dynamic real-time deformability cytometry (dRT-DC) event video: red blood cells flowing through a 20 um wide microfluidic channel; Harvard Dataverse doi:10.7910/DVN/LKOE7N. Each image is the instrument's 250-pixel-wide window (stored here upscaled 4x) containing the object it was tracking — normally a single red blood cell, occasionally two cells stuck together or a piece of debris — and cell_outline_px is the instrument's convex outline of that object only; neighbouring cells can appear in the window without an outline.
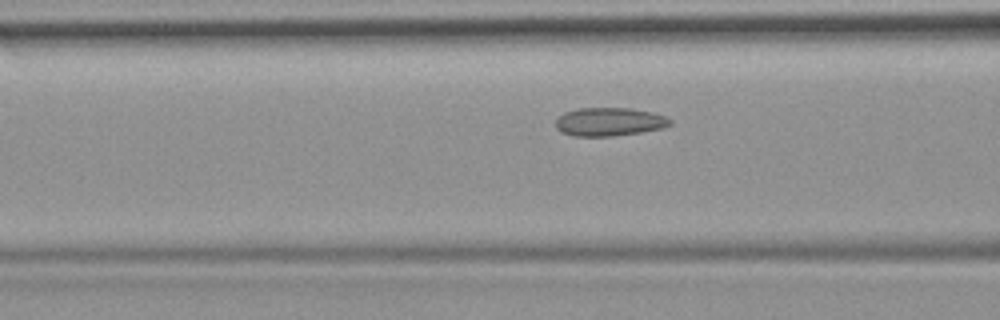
{"species": "common noctule bat (a hibernating species)", "species_latin": "Nyctalus noctula", "temperature_condition": "room temperature", "stored_images_in_passage": 15, "camera_frame_rate_fps": 3000, "um_per_image_px": 0.085, "animal": {"sex": "female", "body_mass_g": 19.9}, "frame": {"image": 1, "passage_image": 9, "time_ms": 2.667, "image_size_px": [1000, 320], "cell_outline_px": [[672, 124], [664, 128], [640, 132], [612, 136], [572, 136], [560, 132], [556, 128], [556, 120], [564, 112], [576, 108], [632, 108], [652, 112], [664, 116], [672, 120]], "centroid_in_image_um": [51.78, 10.35], "position_along_channel_um": 114.8, "area_um2": 19.07}}
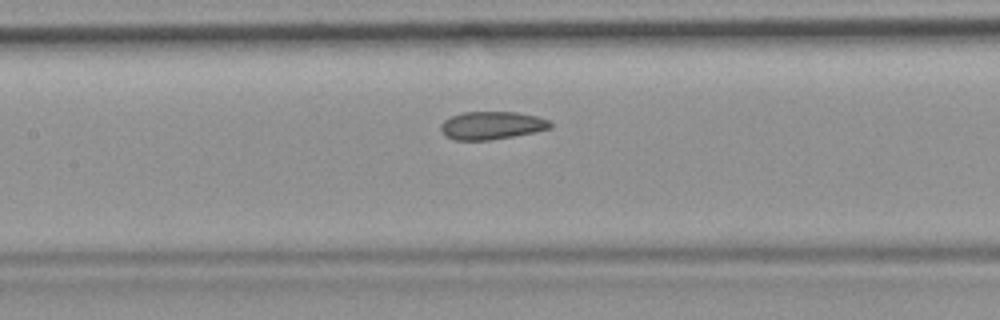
{"frame": {"image": 2, "passage_image": 13, "time_ms": 4.0, "image_size_px": [1000, 320], "cell_outline_px": [[552, 128], [536, 132], [488, 140], [456, 140], [448, 136], [440, 128], [440, 124], [444, 120], [460, 112], [516, 112], [536, 116], [548, 120], [552, 124]], "centroid_in_image_um": [41.81, 10.65], "position_along_channel_um": 165.6, "area_um2": 17.69}}